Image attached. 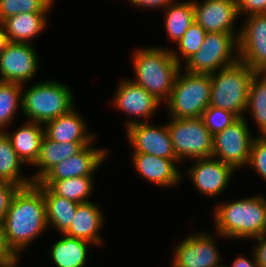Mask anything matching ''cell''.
I'll use <instances>...</instances> for the list:
<instances>
[{
	"instance_id": "cell-1",
	"label": "cell",
	"mask_w": 266,
	"mask_h": 267,
	"mask_svg": "<svg viewBox=\"0 0 266 267\" xmlns=\"http://www.w3.org/2000/svg\"><path fill=\"white\" fill-rule=\"evenodd\" d=\"M3 226L8 246L20 257L22 251L49 229L43 186L34 183L19 188L11 200Z\"/></svg>"
},
{
	"instance_id": "cell-2",
	"label": "cell",
	"mask_w": 266,
	"mask_h": 267,
	"mask_svg": "<svg viewBox=\"0 0 266 267\" xmlns=\"http://www.w3.org/2000/svg\"><path fill=\"white\" fill-rule=\"evenodd\" d=\"M212 216L218 237L253 240L266 234V197L256 194L220 202L215 206Z\"/></svg>"
},
{
	"instance_id": "cell-3",
	"label": "cell",
	"mask_w": 266,
	"mask_h": 267,
	"mask_svg": "<svg viewBox=\"0 0 266 267\" xmlns=\"http://www.w3.org/2000/svg\"><path fill=\"white\" fill-rule=\"evenodd\" d=\"M133 53L132 64L136 77L130 80L146 89L162 104L165 103L181 66L167 47H141Z\"/></svg>"
},
{
	"instance_id": "cell-4",
	"label": "cell",
	"mask_w": 266,
	"mask_h": 267,
	"mask_svg": "<svg viewBox=\"0 0 266 267\" xmlns=\"http://www.w3.org/2000/svg\"><path fill=\"white\" fill-rule=\"evenodd\" d=\"M75 96L66 84L53 80L39 81L24 88L22 113L28 122L45 124L75 108Z\"/></svg>"
},
{
	"instance_id": "cell-5",
	"label": "cell",
	"mask_w": 266,
	"mask_h": 267,
	"mask_svg": "<svg viewBox=\"0 0 266 267\" xmlns=\"http://www.w3.org/2000/svg\"><path fill=\"white\" fill-rule=\"evenodd\" d=\"M210 98V74L191 73L180 68L170 97L163 105L167 106L169 118H199L209 106Z\"/></svg>"
},
{
	"instance_id": "cell-6",
	"label": "cell",
	"mask_w": 266,
	"mask_h": 267,
	"mask_svg": "<svg viewBox=\"0 0 266 267\" xmlns=\"http://www.w3.org/2000/svg\"><path fill=\"white\" fill-rule=\"evenodd\" d=\"M255 71L241 61L210 74L211 106L246 117L250 82ZM245 113V114H244Z\"/></svg>"
},
{
	"instance_id": "cell-7",
	"label": "cell",
	"mask_w": 266,
	"mask_h": 267,
	"mask_svg": "<svg viewBox=\"0 0 266 267\" xmlns=\"http://www.w3.org/2000/svg\"><path fill=\"white\" fill-rule=\"evenodd\" d=\"M238 37L239 34L207 33L201 47L182 64L181 69L212 74L235 64L239 61Z\"/></svg>"
},
{
	"instance_id": "cell-8",
	"label": "cell",
	"mask_w": 266,
	"mask_h": 267,
	"mask_svg": "<svg viewBox=\"0 0 266 267\" xmlns=\"http://www.w3.org/2000/svg\"><path fill=\"white\" fill-rule=\"evenodd\" d=\"M167 128L177 159L181 164L186 159H199L212 156L213 136L202 119L169 118Z\"/></svg>"
},
{
	"instance_id": "cell-9",
	"label": "cell",
	"mask_w": 266,
	"mask_h": 267,
	"mask_svg": "<svg viewBox=\"0 0 266 267\" xmlns=\"http://www.w3.org/2000/svg\"><path fill=\"white\" fill-rule=\"evenodd\" d=\"M247 118L239 117L223 131L213 136L212 157L230 165L236 171L246 167L251 145L256 137L249 129Z\"/></svg>"
},
{
	"instance_id": "cell-10",
	"label": "cell",
	"mask_w": 266,
	"mask_h": 267,
	"mask_svg": "<svg viewBox=\"0 0 266 267\" xmlns=\"http://www.w3.org/2000/svg\"><path fill=\"white\" fill-rule=\"evenodd\" d=\"M120 81L111 102L117 111L126 113L125 116L128 115L129 118L124 121V128L136 123L149 122L151 120L149 118H152L163 104L130 79ZM130 116L133 119H130Z\"/></svg>"
},
{
	"instance_id": "cell-11",
	"label": "cell",
	"mask_w": 266,
	"mask_h": 267,
	"mask_svg": "<svg viewBox=\"0 0 266 267\" xmlns=\"http://www.w3.org/2000/svg\"><path fill=\"white\" fill-rule=\"evenodd\" d=\"M175 246L171 267H216L222 262L216 238L209 232L189 234Z\"/></svg>"
},
{
	"instance_id": "cell-12",
	"label": "cell",
	"mask_w": 266,
	"mask_h": 267,
	"mask_svg": "<svg viewBox=\"0 0 266 267\" xmlns=\"http://www.w3.org/2000/svg\"><path fill=\"white\" fill-rule=\"evenodd\" d=\"M39 56L29 43L9 42L0 56V82L24 85L39 71Z\"/></svg>"
},
{
	"instance_id": "cell-13",
	"label": "cell",
	"mask_w": 266,
	"mask_h": 267,
	"mask_svg": "<svg viewBox=\"0 0 266 267\" xmlns=\"http://www.w3.org/2000/svg\"><path fill=\"white\" fill-rule=\"evenodd\" d=\"M94 143L84 146L75 155L53 166L38 182L39 186L48 187L53 181L81 176H95L96 170L106 160L109 150L94 147Z\"/></svg>"
},
{
	"instance_id": "cell-14",
	"label": "cell",
	"mask_w": 266,
	"mask_h": 267,
	"mask_svg": "<svg viewBox=\"0 0 266 267\" xmlns=\"http://www.w3.org/2000/svg\"><path fill=\"white\" fill-rule=\"evenodd\" d=\"M239 61L255 72H266V14L245 17L238 37Z\"/></svg>"
},
{
	"instance_id": "cell-15",
	"label": "cell",
	"mask_w": 266,
	"mask_h": 267,
	"mask_svg": "<svg viewBox=\"0 0 266 267\" xmlns=\"http://www.w3.org/2000/svg\"><path fill=\"white\" fill-rule=\"evenodd\" d=\"M125 132L127 141L133 148L132 152L172 159L177 165L180 164L172 146L167 123L158 126L149 122L136 123L125 128Z\"/></svg>"
},
{
	"instance_id": "cell-16",
	"label": "cell",
	"mask_w": 266,
	"mask_h": 267,
	"mask_svg": "<svg viewBox=\"0 0 266 267\" xmlns=\"http://www.w3.org/2000/svg\"><path fill=\"white\" fill-rule=\"evenodd\" d=\"M193 162L186 174L202 196L218 197L226 191L235 172L233 167L212 156Z\"/></svg>"
},
{
	"instance_id": "cell-17",
	"label": "cell",
	"mask_w": 266,
	"mask_h": 267,
	"mask_svg": "<svg viewBox=\"0 0 266 267\" xmlns=\"http://www.w3.org/2000/svg\"><path fill=\"white\" fill-rule=\"evenodd\" d=\"M195 22L207 33L240 34L235 27L238 14L236 0H192Z\"/></svg>"
},
{
	"instance_id": "cell-18",
	"label": "cell",
	"mask_w": 266,
	"mask_h": 267,
	"mask_svg": "<svg viewBox=\"0 0 266 267\" xmlns=\"http://www.w3.org/2000/svg\"><path fill=\"white\" fill-rule=\"evenodd\" d=\"M131 161L138 176L158 187H175L182 182L183 174L172 160L145 153L132 152Z\"/></svg>"
},
{
	"instance_id": "cell-19",
	"label": "cell",
	"mask_w": 266,
	"mask_h": 267,
	"mask_svg": "<svg viewBox=\"0 0 266 267\" xmlns=\"http://www.w3.org/2000/svg\"><path fill=\"white\" fill-rule=\"evenodd\" d=\"M104 218L100 205L93 201L78 203L72 224L64 234L86 240L96 247H101L104 240L98 232H100L105 223Z\"/></svg>"
},
{
	"instance_id": "cell-20",
	"label": "cell",
	"mask_w": 266,
	"mask_h": 267,
	"mask_svg": "<svg viewBox=\"0 0 266 267\" xmlns=\"http://www.w3.org/2000/svg\"><path fill=\"white\" fill-rule=\"evenodd\" d=\"M76 108L44 124L45 135L56 142H95V134Z\"/></svg>"
},
{
	"instance_id": "cell-21",
	"label": "cell",
	"mask_w": 266,
	"mask_h": 267,
	"mask_svg": "<svg viewBox=\"0 0 266 267\" xmlns=\"http://www.w3.org/2000/svg\"><path fill=\"white\" fill-rule=\"evenodd\" d=\"M5 133L10 138L13 149L27 166H33L37 161L41 149V142L45 135L44 125L25 121L18 129Z\"/></svg>"
},
{
	"instance_id": "cell-22",
	"label": "cell",
	"mask_w": 266,
	"mask_h": 267,
	"mask_svg": "<svg viewBox=\"0 0 266 267\" xmlns=\"http://www.w3.org/2000/svg\"><path fill=\"white\" fill-rule=\"evenodd\" d=\"M93 142H56L44 135L39 157L33 167L36 172L30 174L33 183H37L53 166L78 153L84 146Z\"/></svg>"
},
{
	"instance_id": "cell-23",
	"label": "cell",
	"mask_w": 266,
	"mask_h": 267,
	"mask_svg": "<svg viewBox=\"0 0 266 267\" xmlns=\"http://www.w3.org/2000/svg\"><path fill=\"white\" fill-rule=\"evenodd\" d=\"M50 13H19L5 19L2 23L6 36L12 43H29L47 27Z\"/></svg>"
},
{
	"instance_id": "cell-24",
	"label": "cell",
	"mask_w": 266,
	"mask_h": 267,
	"mask_svg": "<svg viewBox=\"0 0 266 267\" xmlns=\"http://www.w3.org/2000/svg\"><path fill=\"white\" fill-rule=\"evenodd\" d=\"M59 237L48 252L55 267H85L89 246L94 244L65 234Z\"/></svg>"
},
{
	"instance_id": "cell-25",
	"label": "cell",
	"mask_w": 266,
	"mask_h": 267,
	"mask_svg": "<svg viewBox=\"0 0 266 267\" xmlns=\"http://www.w3.org/2000/svg\"><path fill=\"white\" fill-rule=\"evenodd\" d=\"M43 197L48 228L64 234L72 224L78 203L54 194L48 187H43Z\"/></svg>"
},
{
	"instance_id": "cell-26",
	"label": "cell",
	"mask_w": 266,
	"mask_h": 267,
	"mask_svg": "<svg viewBox=\"0 0 266 267\" xmlns=\"http://www.w3.org/2000/svg\"><path fill=\"white\" fill-rule=\"evenodd\" d=\"M24 162L13 149L10 138L5 132H0V181L19 186H30L33 183L31 176H25L21 170Z\"/></svg>"
},
{
	"instance_id": "cell-27",
	"label": "cell",
	"mask_w": 266,
	"mask_h": 267,
	"mask_svg": "<svg viewBox=\"0 0 266 267\" xmlns=\"http://www.w3.org/2000/svg\"><path fill=\"white\" fill-rule=\"evenodd\" d=\"M178 1V2H177ZM164 26L170 42L177 43L189 26L195 22L194 5L192 0H174L164 10Z\"/></svg>"
},
{
	"instance_id": "cell-28",
	"label": "cell",
	"mask_w": 266,
	"mask_h": 267,
	"mask_svg": "<svg viewBox=\"0 0 266 267\" xmlns=\"http://www.w3.org/2000/svg\"><path fill=\"white\" fill-rule=\"evenodd\" d=\"M245 112L251 114L259 136L266 135V72H255L250 82Z\"/></svg>"
},
{
	"instance_id": "cell-29",
	"label": "cell",
	"mask_w": 266,
	"mask_h": 267,
	"mask_svg": "<svg viewBox=\"0 0 266 267\" xmlns=\"http://www.w3.org/2000/svg\"><path fill=\"white\" fill-rule=\"evenodd\" d=\"M94 177L81 176L53 181L48 188L56 195L76 203L89 202L94 191Z\"/></svg>"
},
{
	"instance_id": "cell-30",
	"label": "cell",
	"mask_w": 266,
	"mask_h": 267,
	"mask_svg": "<svg viewBox=\"0 0 266 267\" xmlns=\"http://www.w3.org/2000/svg\"><path fill=\"white\" fill-rule=\"evenodd\" d=\"M18 110L22 111V85L0 82V132L14 122Z\"/></svg>"
},
{
	"instance_id": "cell-31",
	"label": "cell",
	"mask_w": 266,
	"mask_h": 267,
	"mask_svg": "<svg viewBox=\"0 0 266 267\" xmlns=\"http://www.w3.org/2000/svg\"><path fill=\"white\" fill-rule=\"evenodd\" d=\"M207 32L196 22L191 24L182 38L175 43L179 50L170 48L171 54L182 66L201 47ZM182 59V60H181ZM184 60V61H183ZM182 61V62H181Z\"/></svg>"
},
{
	"instance_id": "cell-32",
	"label": "cell",
	"mask_w": 266,
	"mask_h": 267,
	"mask_svg": "<svg viewBox=\"0 0 266 267\" xmlns=\"http://www.w3.org/2000/svg\"><path fill=\"white\" fill-rule=\"evenodd\" d=\"M55 0H0V22L19 13H49Z\"/></svg>"
},
{
	"instance_id": "cell-33",
	"label": "cell",
	"mask_w": 266,
	"mask_h": 267,
	"mask_svg": "<svg viewBox=\"0 0 266 267\" xmlns=\"http://www.w3.org/2000/svg\"><path fill=\"white\" fill-rule=\"evenodd\" d=\"M212 136L223 131L239 117L231 111L209 105L200 117Z\"/></svg>"
},
{
	"instance_id": "cell-34",
	"label": "cell",
	"mask_w": 266,
	"mask_h": 267,
	"mask_svg": "<svg viewBox=\"0 0 266 267\" xmlns=\"http://www.w3.org/2000/svg\"><path fill=\"white\" fill-rule=\"evenodd\" d=\"M247 167L255 171L266 182V136L253 139Z\"/></svg>"
},
{
	"instance_id": "cell-35",
	"label": "cell",
	"mask_w": 266,
	"mask_h": 267,
	"mask_svg": "<svg viewBox=\"0 0 266 267\" xmlns=\"http://www.w3.org/2000/svg\"><path fill=\"white\" fill-rule=\"evenodd\" d=\"M236 4L240 16L266 14V0H236Z\"/></svg>"
},
{
	"instance_id": "cell-36",
	"label": "cell",
	"mask_w": 266,
	"mask_h": 267,
	"mask_svg": "<svg viewBox=\"0 0 266 267\" xmlns=\"http://www.w3.org/2000/svg\"><path fill=\"white\" fill-rule=\"evenodd\" d=\"M20 187L12 183L0 181V220L3 221L14 194Z\"/></svg>"
},
{
	"instance_id": "cell-37",
	"label": "cell",
	"mask_w": 266,
	"mask_h": 267,
	"mask_svg": "<svg viewBox=\"0 0 266 267\" xmlns=\"http://www.w3.org/2000/svg\"><path fill=\"white\" fill-rule=\"evenodd\" d=\"M19 258L8 246L3 221L0 220V267L5 266Z\"/></svg>"
},
{
	"instance_id": "cell-38",
	"label": "cell",
	"mask_w": 266,
	"mask_h": 267,
	"mask_svg": "<svg viewBox=\"0 0 266 267\" xmlns=\"http://www.w3.org/2000/svg\"><path fill=\"white\" fill-rule=\"evenodd\" d=\"M131 2L130 4L134 7H137L141 10H158V9H166L174 0H128ZM154 8V9H153Z\"/></svg>"
},
{
	"instance_id": "cell-39",
	"label": "cell",
	"mask_w": 266,
	"mask_h": 267,
	"mask_svg": "<svg viewBox=\"0 0 266 267\" xmlns=\"http://www.w3.org/2000/svg\"><path fill=\"white\" fill-rule=\"evenodd\" d=\"M255 245L253 251L256 255L258 265L260 267H266V234L261 235L260 237L254 238Z\"/></svg>"
},
{
	"instance_id": "cell-40",
	"label": "cell",
	"mask_w": 266,
	"mask_h": 267,
	"mask_svg": "<svg viewBox=\"0 0 266 267\" xmlns=\"http://www.w3.org/2000/svg\"><path fill=\"white\" fill-rule=\"evenodd\" d=\"M229 267H260L258 265L256 255L252 250V258H247V256H237Z\"/></svg>"
},
{
	"instance_id": "cell-41",
	"label": "cell",
	"mask_w": 266,
	"mask_h": 267,
	"mask_svg": "<svg viewBox=\"0 0 266 267\" xmlns=\"http://www.w3.org/2000/svg\"><path fill=\"white\" fill-rule=\"evenodd\" d=\"M8 43L9 40L6 36L4 25L2 22H0V56Z\"/></svg>"
},
{
	"instance_id": "cell-42",
	"label": "cell",
	"mask_w": 266,
	"mask_h": 267,
	"mask_svg": "<svg viewBox=\"0 0 266 267\" xmlns=\"http://www.w3.org/2000/svg\"><path fill=\"white\" fill-rule=\"evenodd\" d=\"M19 260H20V257L17 258L16 260H14L13 262H11L5 266H2V267H19V265H18Z\"/></svg>"
},
{
	"instance_id": "cell-43",
	"label": "cell",
	"mask_w": 266,
	"mask_h": 267,
	"mask_svg": "<svg viewBox=\"0 0 266 267\" xmlns=\"http://www.w3.org/2000/svg\"><path fill=\"white\" fill-rule=\"evenodd\" d=\"M216 267H229V266H226V265H222V263Z\"/></svg>"
}]
</instances>
